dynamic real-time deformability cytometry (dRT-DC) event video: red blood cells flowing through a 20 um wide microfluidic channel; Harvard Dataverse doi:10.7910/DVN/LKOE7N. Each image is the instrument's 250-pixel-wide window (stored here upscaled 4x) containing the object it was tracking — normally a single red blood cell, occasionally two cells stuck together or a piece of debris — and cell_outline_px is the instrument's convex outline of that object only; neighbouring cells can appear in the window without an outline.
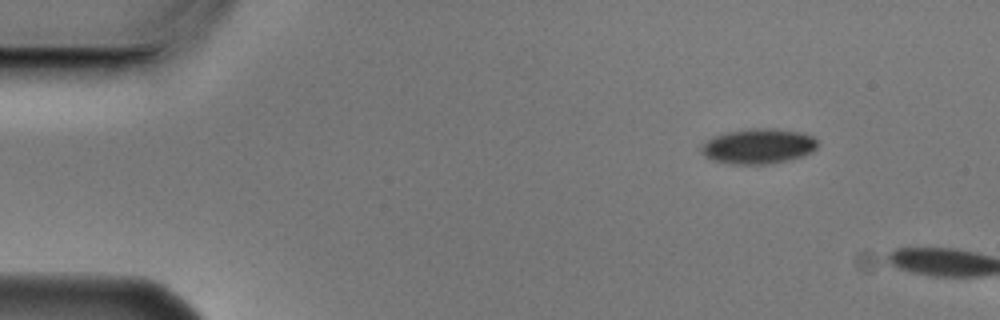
{"species": "Egyptian fruit bat (a non-hibernating species)", "species_latin": "Rousettus aegyptiacus", "temperature_condition": "cold", "stored_images_in_passage": 4, "segment_of_instrument_passage": [1, 2], "camera_frame_rate_fps": 3000, "um_per_image_px": 0.085, "animal": {"sex": "male"}, "frame": {"image": 1, "passage_image": 1, "time_ms": 0.0, "image_size_px": [1000, 320], "cell_outline_px": [[820, 144], [812, 152], [788, 160], [764, 164], [732, 164], [712, 160], [704, 156], [700, 152], [700, 148], [708, 140], [716, 136], [728, 132], [752, 128], [764, 128], [800, 132], [812, 136]], "centroid_in_image_um": [64.46, 12.44], "position_along_channel_um": 20.5, "area_um2": 23.52}}